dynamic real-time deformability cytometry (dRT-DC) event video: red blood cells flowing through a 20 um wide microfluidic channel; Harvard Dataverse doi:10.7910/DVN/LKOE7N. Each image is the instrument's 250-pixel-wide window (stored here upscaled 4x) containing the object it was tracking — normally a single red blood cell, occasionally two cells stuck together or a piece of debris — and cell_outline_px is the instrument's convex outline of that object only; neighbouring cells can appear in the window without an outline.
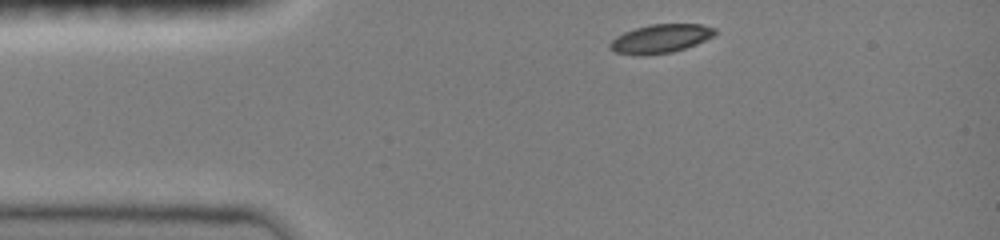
{"species": "common noctule bat (a hibernating species)", "species_latin": "Nyctalus noctula", "temperature_condition": "room temperature", "stored_images_in_passage": 9, "camera_frame_rate_fps": 3000, "um_per_image_px": 0.085, "animal": {"sex": "female", "body_mass_g": 19.0, "forearm_length_mm": 51.5}, "frame": {"image": 1, "passage_image": 1, "time_ms": 0.0, "image_size_px": [1000, 240], "cell_outline_px": [[716, 32], [712, 36], [696, 44], [672, 52], [644, 56], [640, 56], [616, 52], [608, 48], [608, 44], [616, 36], [624, 32], [636, 28], [652, 24], [700, 24], [716, 28]], "centroid_in_image_um": [56.11, 3.29], "position_along_channel_um": 28.9, "area_um2": 17.51}}
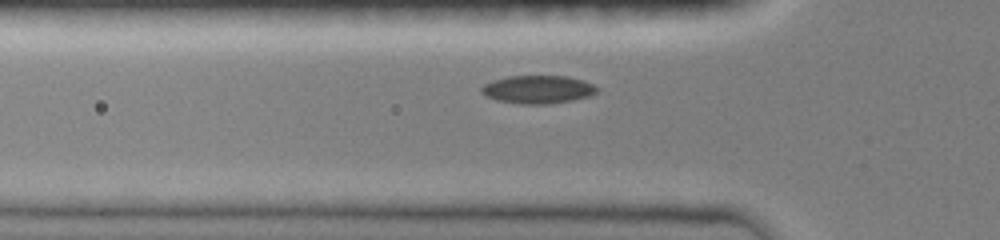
{"frame": {"image": 2, "passage_image": 6, "time_ms": 2.333, "image_size_px": [1000, 240], "cell_outline_px": [[600, 88], [596, 92], [588, 96], [572, 100], [548, 104], [520, 104], [496, 100], [484, 96], [480, 92], [480, 88], [484, 84], [492, 80], [508, 76], [568, 76], [584, 80]], "centroid_in_image_um": [45.69, 7.6], "position_along_channel_um": 80.1, "area_um2": 19.07}}
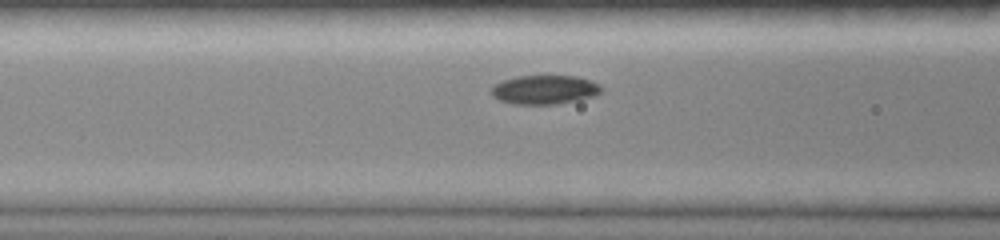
{"frame": {"image": 3, "passage_image": 8, "time_ms": 3.333, "image_size_px": [1000, 240], "cell_outline_px": [[600, 92], [596, 96], [556, 104], [512, 104], [500, 100], [492, 96], [492, 84], [504, 80], [520, 76], [576, 76], [592, 80], [600, 84]], "centroid_in_image_um": [46.29, 7.62], "position_along_channel_um": 120.3, "area_um2": 18.55}}